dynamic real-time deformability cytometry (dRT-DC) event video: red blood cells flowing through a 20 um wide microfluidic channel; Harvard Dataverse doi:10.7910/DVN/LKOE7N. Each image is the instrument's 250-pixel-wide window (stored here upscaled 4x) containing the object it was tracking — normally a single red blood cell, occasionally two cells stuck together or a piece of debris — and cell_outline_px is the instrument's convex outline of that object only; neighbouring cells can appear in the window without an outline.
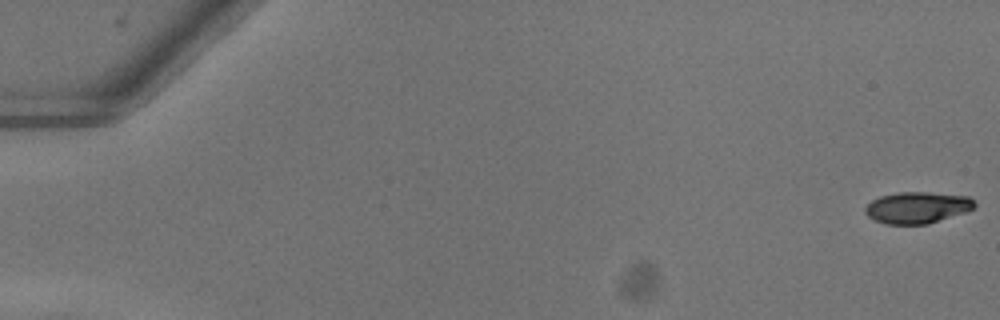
{"species": "common noctule bat (a hibernating species)", "species_latin": "Nyctalus noctula", "temperature_condition": "warm", "stored_images_in_passage": 16, "camera_frame_rate_fps": 3000, "um_per_image_px": 0.085, "animal": {"sex": "female"}, "frame": {"image": 1, "passage_image": 1, "time_ms": 0.0, "image_size_px": [1000, 320], "cell_outline_px": [[976, 204], [968, 212], [928, 224], [888, 224], [876, 220], [868, 216], [864, 212], [864, 208], [872, 200], [880, 196], [900, 192], [928, 192], [968, 196]], "centroid_in_image_um": [77.98, 17.64], "position_along_channel_um": 7.0, "area_um2": 20.06}}
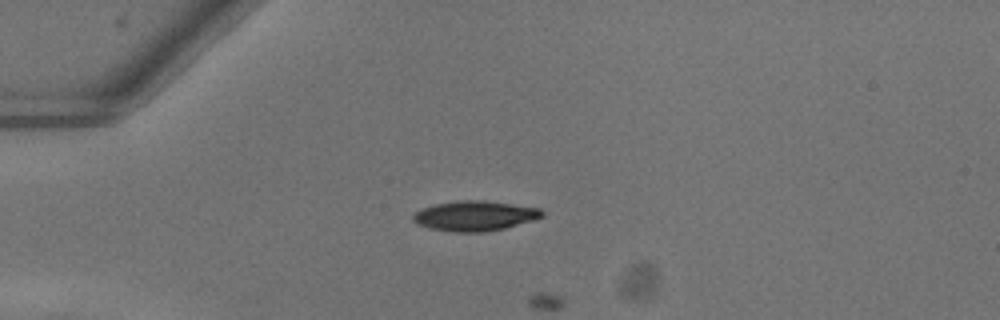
{"frame": {"image": 2, "passage_image": 15, "time_ms": 4.667, "image_size_px": [1000, 320], "cell_outline_px": [[544, 216], [536, 220], [504, 228], [484, 232], [452, 232], [428, 228], [416, 224], [412, 220], [412, 216], [420, 208], [436, 204], [460, 200], [484, 200], [540, 208], [544, 212]], "centroid_in_image_um": [40.35, 18.35], "position_along_channel_um": 44.6, "area_um2": 22.77}}